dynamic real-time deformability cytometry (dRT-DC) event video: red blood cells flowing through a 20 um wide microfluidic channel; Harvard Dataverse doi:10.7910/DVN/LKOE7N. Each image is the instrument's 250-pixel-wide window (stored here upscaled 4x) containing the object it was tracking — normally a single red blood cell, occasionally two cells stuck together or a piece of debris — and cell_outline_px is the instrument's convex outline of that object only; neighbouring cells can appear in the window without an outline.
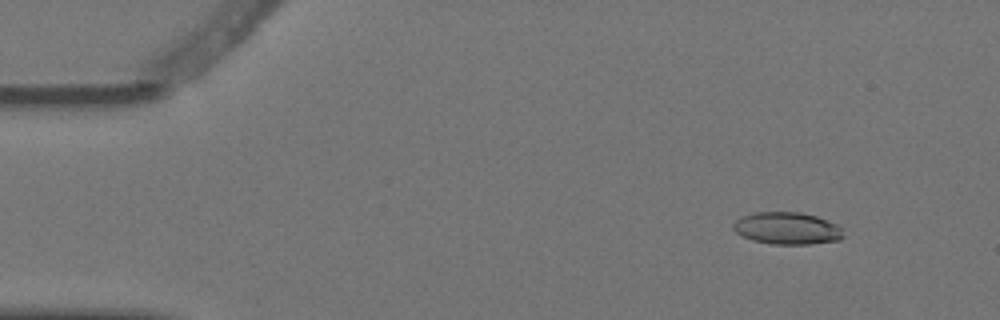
{"species": "Egyptian fruit bat (a non-hibernating species)", "species_latin": "Rousettus aegyptiacus", "temperature_condition": "warm", "stored_images_in_passage": 5, "camera_frame_rate_fps": 3000, "um_per_image_px": 0.085, "animal": {"sex": "female"}, "frame": {"image": 1, "passage_image": 2, "time_ms": 0.333, "image_size_px": [1000, 320], "cell_outline_px": [[844, 236], [840, 240], [808, 244], [772, 244], [752, 240], [736, 232], [732, 228], [732, 224], [740, 216], [752, 212], [800, 212], [816, 216], [836, 224], [840, 228]], "centroid_in_image_um": [66.87, 19.4], "position_along_channel_um": 18.1, "area_um2": 20.63}}
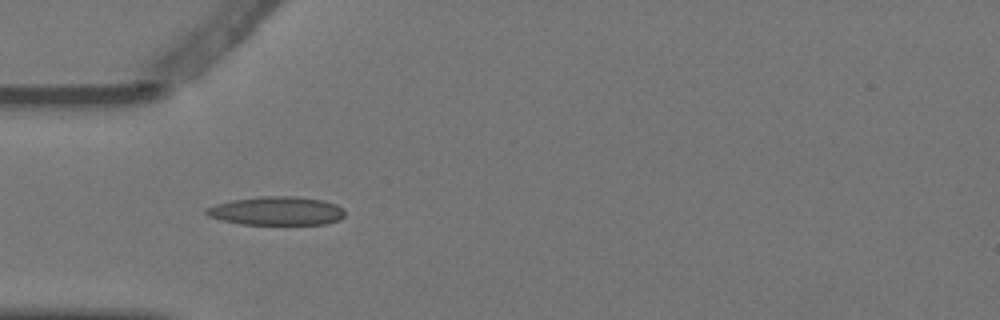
{"frame": {"image": 2, "passage_image": 4, "time_ms": 1.0, "image_size_px": [1000, 320], "cell_outline_px": [[344, 216], [340, 220], [324, 224], [240, 224], [220, 220], [208, 216], [204, 212], [204, 208], [216, 204], [232, 200], [260, 196], [292, 196], [324, 200], [336, 204], [344, 208]], "centroid_in_image_um": [23.5, 17.92], "position_along_channel_um": 61.5, "area_um2": 23.29}}
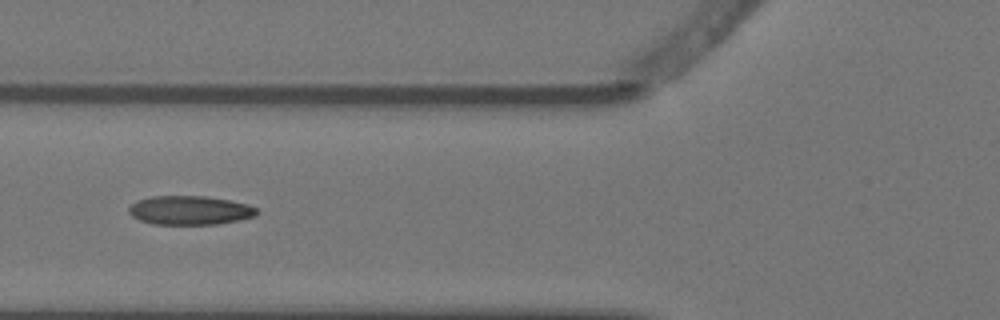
{"frame": {"image": 3, "passage_image": 5, "time_ms": 1.333, "image_size_px": [1000, 320], "cell_outline_px": [[260, 212], [256, 216], [240, 220], [216, 224], [152, 224], [140, 220], [132, 216], [128, 212], [128, 208], [136, 200], [152, 196], [204, 196], [228, 200], [248, 204], [256, 208]], "centroid_in_image_um": [16.14, 17.87], "position_along_channel_um": 109.7, "area_um2": 21.68}}